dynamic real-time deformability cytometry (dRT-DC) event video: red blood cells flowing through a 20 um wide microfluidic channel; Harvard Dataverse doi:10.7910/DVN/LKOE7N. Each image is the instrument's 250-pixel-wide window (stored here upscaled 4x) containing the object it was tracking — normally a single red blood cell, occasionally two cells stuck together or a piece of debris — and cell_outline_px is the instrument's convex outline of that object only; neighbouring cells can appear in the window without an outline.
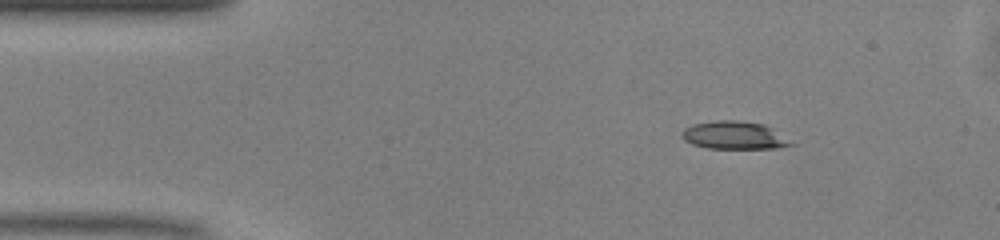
{"species": "common noctule bat (a hibernating species)", "species_latin": "Nyctalus noctula", "temperature_condition": "warm", "stored_images_in_passage": 43, "camera_frame_rate_fps": 3000, "um_per_image_px": 0.085, "animal": {"sex": "male", "body_mass_g": 13.0, "forearm_length_mm": 53.1}, "frame": {"image": 1, "passage_image": 1, "time_ms": 0.0, "image_size_px": [1000, 240], "cell_outline_px": [[796, 144], [776, 148], [708, 148], [692, 144], [684, 140], [680, 136], [680, 132], [684, 128], [692, 124], [716, 120], [736, 120], [764, 124], [772, 128]], "centroid_in_image_um": [62.37, 11.49], "position_along_channel_um": 22.6, "area_um2": 17.8}}
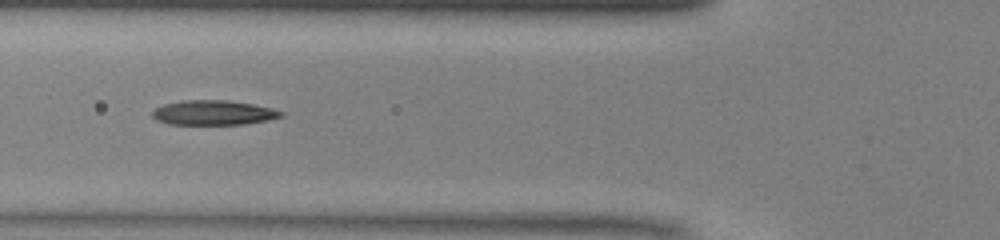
{"frame": {"image": 2, "passage_image": 12, "time_ms": 3.667, "image_size_px": [1000, 240], "cell_outline_px": [[284, 116], [268, 120], [244, 124], [168, 124], [156, 120], [152, 116], [152, 112], [156, 108], [164, 104], [184, 100], [228, 100], [252, 104], [272, 108], [284, 112]], "centroid_in_image_um": [18.15, 9.58], "position_along_channel_um": 107.6, "area_um2": 18.5}}
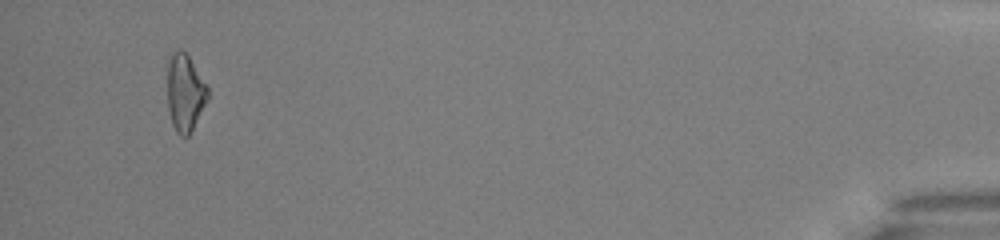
{"frame": {"image": 3, "passage_image": 41, "time_ms": 13.333, "image_size_px": [1000, 240], "cell_outline_px": [[208, 100], [188, 136], [180, 136], [176, 132], [172, 124], [168, 108], [168, 60], [172, 48], [180, 48], [188, 56], [208, 88]], "centroid_in_image_um": [15.7, 7.85], "position_along_channel_um": 419.5, "area_um2": 18.09}, "authors_computed_cell_mechanics": {"area_um2": 18.4382, "velocity_mm_per_s": 4.126, "shape_relaxation_time_tau1_ms": 6.0769, "shape_relaxation_time_tau2_ms": 6.3142, "deformation_change_tau1": 0.1779, "deformation_change_tau2": 0.1993}}